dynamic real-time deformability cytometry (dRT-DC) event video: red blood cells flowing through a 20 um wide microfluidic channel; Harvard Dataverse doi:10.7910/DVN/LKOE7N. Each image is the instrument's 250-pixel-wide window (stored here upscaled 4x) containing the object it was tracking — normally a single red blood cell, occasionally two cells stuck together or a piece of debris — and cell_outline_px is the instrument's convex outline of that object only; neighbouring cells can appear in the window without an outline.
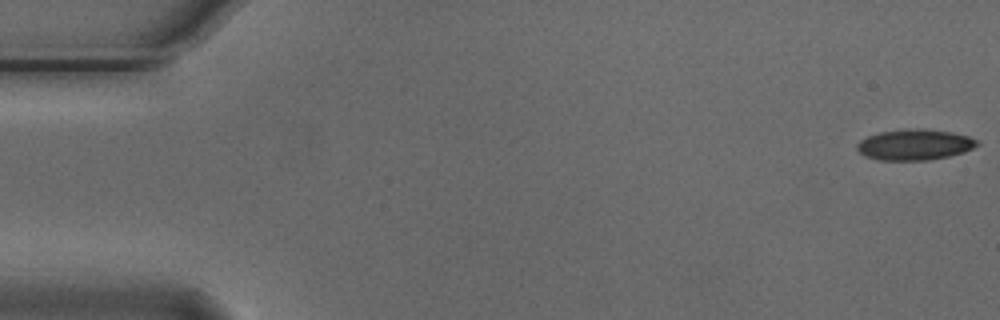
{"species": "Egyptian fruit bat (a non-hibernating species)", "species_latin": "Rousettus aegyptiacus", "temperature_condition": "cold", "stored_images_in_passage": 16, "camera_frame_rate_fps": 3000, "um_per_image_px": 0.085, "animal": {"sex": "male"}, "frame": {"image": 1, "passage_image": 1, "time_ms": 0.0, "image_size_px": [1000, 320], "cell_outline_px": [[980, 144], [964, 152], [948, 156], [928, 160], [880, 160], [864, 156], [856, 148], [856, 144], [860, 140], [868, 136], [880, 132], [908, 128], [920, 128], [952, 132], [968, 136], [980, 140]], "centroid_in_image_um": [77.75, 12.29], "position_along_channel_um": 7.2, "area_um2": 21.68}}
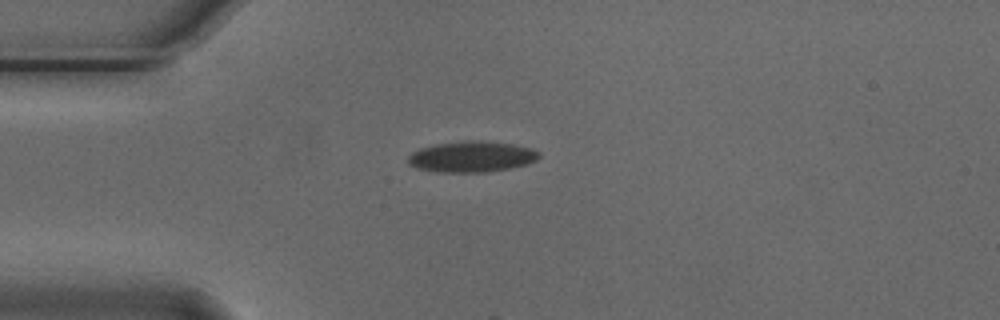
{"frame": {"image": 2, "passage_image": 14, "time_ms": 4.333, "image_size_px": [1000, 320], "cell_outline_px": [[540, 156], [536, 160], [528, 164], [488, 172], [436, 172], [416, 168], [408, 164], [408, 156], [412, 152], [420, 148], [436, 144], [468, 140], [472, 140], [512, 144], [532, 148], [540, 152]], "centroid_in_image_um": [40.08, 13.32], "position_along_channel_um": 44.9, "area_um2": 23.58}}